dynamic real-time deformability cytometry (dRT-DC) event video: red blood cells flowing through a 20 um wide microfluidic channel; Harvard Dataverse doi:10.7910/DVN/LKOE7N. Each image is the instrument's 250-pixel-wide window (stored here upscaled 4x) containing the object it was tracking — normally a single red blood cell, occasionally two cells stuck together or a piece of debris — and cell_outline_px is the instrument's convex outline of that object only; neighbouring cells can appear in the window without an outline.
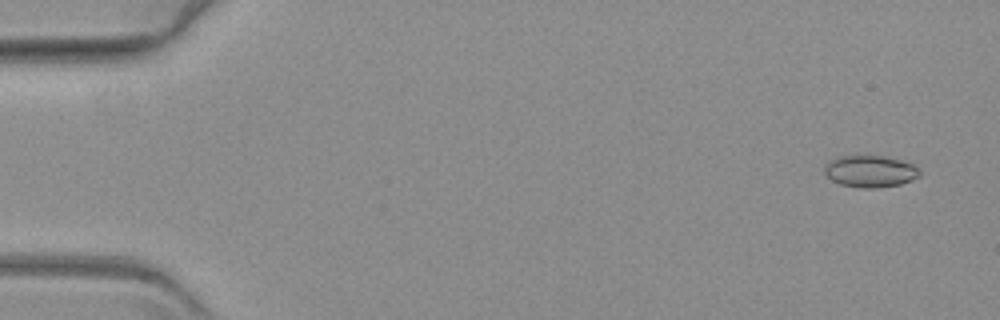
{"species": "common noctule bat (a hibernating species)", "species_latin": "Nyctalus noctula", "temperature_condition": "warm", "stored_images_in_passage": 62, "camera_frame_rate_fps": 3000, "um_per_image_px": 0.085, "animal": {"sex": "female", "body_mass_g": 19.3, "forearm_length_mm": 54.1}, "frame": {"image": 1, "passage_image": 4, "time_ms": 1.0, "image_size_px": [1000, 320], "cell_outline_px": [[920, 176], [912, 180], [900, 184], [876, 188], [860, 188], [840, 184], [832, 180], [824, 172], [824, 164], [828, 160], [836, 156], [868, 152], [900, 160], [912, 164], [920, 168]], "centroid_in_image_um": [73.93, 14.5], "position_along_channel_um": 11.1, "area_um2": 18.5}}
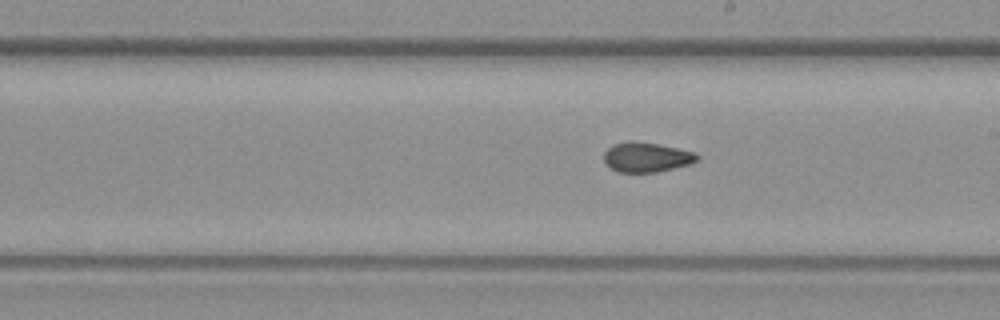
{"frame": {"image": 2, "passage_image": 36, "time_ms": 11.667, "image_size_px": [1000, 320], "cell_outline_px": [[700, 156], [696, 160], [688, 164], [656, 172], [616, 172], [604, 164], [604, 152], [612, 144], [628, 140], [632, 140], [656, 144], [696, 152]], "centroid_in_image_um": [54.88, 13.35], "position_along_channel_um": 234.1, "area_um2": 16.18}}
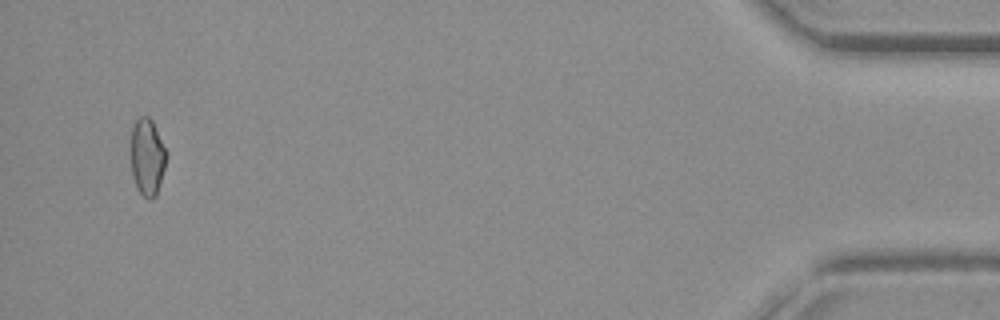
{"frame": {"image": 3, "passage_image": 60, "time_ms": 19.667, "image_size_px": [1000, 320], "cell_outline_px": [[168, 156], [156, 196], [152, 200], [148, 200], [136, 188], [132, 176], [132, 128], [136, 120], [140, 116], [148, 116], [152, 120], [168, 152]], "centroid_in_image_um": [12.54, 13.36], "position_along_channel_um": 422.7, "area_um2": 16.01}}